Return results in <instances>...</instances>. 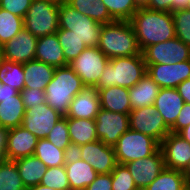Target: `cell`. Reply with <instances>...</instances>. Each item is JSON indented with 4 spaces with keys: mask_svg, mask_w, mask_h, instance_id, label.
Returning <instances> with one entry per match:
<instances>
[{
    "mask_svg": "<svg viewBox=\"0 0 190 190\" xmlns=\"http://www.w3.org/2000/svg\"><path fill=\"white\" fill-rule=\"evenodd\" d=\"M130 22L141 51L176 37L172 12L139 8Z\"/></svg>",
    "mask_w": 190,
    "mask_h": 190,
    "instance_id": "obj_1",
    "label": "cell"
},
{
    "mask_svg": "<svg viewBox=\"0 0 190 190\" xmlns=\"http://www.w3.org/2000/svg\"><path fill=\"white\" fill-rule=\"evenodd\" d=\"M109 59L142 54L130 21H117L101 26L97 46Z\"/></svg>",
    "mask_w": 190,
    "mask_h": 190,
    "instance_id": "obj_2",
    "label": "cell"
},
{
    "mask_svg": "<svg viewBox=\"0 0 190 190\" xmlns=\"http://www.w3.org/2000/svg\"><path fill=\"white\" fill-rule=\"evenodd\" d=\"M147 74L142 54L109 59L95 88L119 86L132 88Z\"/></svg>",
    "mask_w": 190,
    "mask_h": 190,
    "instance_id": "obj_3",
    "label": "cell"
},
{
    "mask_svg": "<svg viewBox=\"0 0 190 190\" xmlns=\"http://www.w3.org/2000/svg\"><path fill=\"white\" fill-rule=\"evenodd\" d=\"M84 87L81 78L69 65L55 68L53 78L45 89V101L66 116L71 101Z\"/></svg>",
    "mask_w": 190,
    "mask_h": 190,
    "instance_id": "obj_4",
    "label": "cell"
},
{
    "mask_svg": "<svg viewBox=\"0 0 190 190\" xmlns=\"http://www.w3.org/2000/svg\"><path fill=\"white\" fill-rule=\"evenodd\" d=\"M102 24L83 15L67 2L59 6V28L76 35L86 47L98 46Z\"/></svg>",
    "mask_w": 190,
    "mask_h": 190,
    "instance_id": "obj_5",
    "label": "cell"
},
{
    "mask_svg": "<svg viewBox=\"0 0 190 190\" xmlns=\"http://www.w3.org/2000/svg\"><path fill=\"white\" fill-rule=\"evenodd\" d=\"M113 148L117 163L124 165L153 155L160 148V144L148 135L128 129L121 135Z\"/></svg>",
    "mask_w": 190,
    "mask_h": 190,
    "instance_id": "obj_6",
    "label": "cell"
},
{
    "mask_svg": "<svg viewBox=\"0 0 190 190\" xmlns=\"http://www.w3.org/2000/svg\"><path fill=\"white\" fill-rule=\"evenodd\" d=\"M58 28L59 6L43 0H33L24 17V29L38 38L54 34Z\"/></svg>",
    "mask_w": 190,
    "mask_h": 190,
    "instance_id": "obj_7",
    "label": "cell"
},
{
    "mask_svg": "<svg viewBox=\"0 0 190 190\" xmlns=\"http://www.w3.org/2000/svg\"><path fill=\"white\" fill-rule=\"evenodd\" d=\"M109 58L97 47H87L68 65L81 78L84 86L95 87Z\"/></svg>",
    "mask_w": 190,
    "mask_h": 190,
    "instance_id": "obj_8",
    "label": "cell"
},
{
    "mask_svg": "<svg viewBox=\"0 0 190 190\" xmlns=\"http://www.w3.org/2000/svg\"><path fill=\"white\" fill-rule=\"evenodd\" d=\"M129 129L148 135L159 144L170 133V128L154 105L132 110L129 113Z\"/></svg>",
    "mask_w": 190,
    "mask_h": 190,
    "instance_id": "obj_9",
    "label": "cell"
},
{
    "mask_svg": "<svg viewBox=\"0 0 190 190\" xmlns=\"http://www.w3.org/2000/svg\"><path fill=\"white\" fill-rule=\"evenodd\" d=\"M142 55L146 64H175L190 60V46L175 37L146 47Z\"/></svg>",
    "mask_w": 190,
    "mask_h": 190,
    "instance_id": "obj_10",
    "label": "cell"
},
{
    "mask_svg": "<svg viewBox=\"0 0 190 190\" xmlns=\"http://www.w3.org/2000/svg\"><path fill=\"white\" fill-rule=\"evenodd\" d=\"M73 153L89 163L98 174H109L118 164L114 148L100 140L79 146Z\"/></svg>",
    "mask_w": 190,
    "mask_h": 190,
    "instance_id": "obj_11",
    "label": "cell"
},
{
    "mask_svg": "<svg viewBox=\"0 0 190 190\" xmlns=\"http://www.w3.org/2000/svg\"><path fill=\"white\" fill-rule=\"evenodd\" d=\"M98 139L114 146L122 134L129 129V114L107 111L102 108L95 118Z\"/></svg>",
    "mask_w": 190,
    "mask_h": 190,
    "instance_id": "obj_12",
    "label": "cell"
},
{
    "mask_svg": "<svg viewBox=\"0 0 190 190\" xmlns=\"http://www.w3.org/2000/svg\"><path fill=\"white\" fill-rule=\"evenodd\" d=\"M62 117L63 115L45 102L35 108L26 109L22 126L38 139H43L47 137L51 129Z\"/></svg>",
    "mask_w": 190,
    "mask_h": 190,
    "instance_id": "obj_13",
    "label": "cell"
},
{
    "mask_svg": "<svg viewBox=\"0 0 190 190\" xmlns=\"http://www.w3.org/2000/svg\"><path fill=\"white\" fill-rule=\"evenodd\" d=\"M139 190L151 184V182L163 171L165 162L159 148L153 155L137 159L124 164Z\"/></svg>",
    "mask_w": 190,
    "mask_h": 190,
    "instance_id": "obj_14",
    "label": "cell"
},
{
    "mask_svg": "<svg viewBox=\"0 0 190 190\" xmlns=\"http://www.w3.org/2000/svg\"><path fill=\"white\" fill-rule=\"evenodd\" d=\"M147 75L160 88H176L190 78V60L175 64H146Z\"/></svg>",
    "mask_w": 190,
    "mask_h": 190,
    "instance_id": "obj_15",
    "label": "cell"
},
{
    "mask_svg": "<svg viewBox=\"0 0 190 190\" xmlns=\"http://www.w3.org/2000/svg\"><path fill=\"white\" fill-rule=\"evenodd\" d=\"M165 168L183 171L190 161V143L170 132L160 143Z\"/></svg>",
    "mask_w": 190,
    "mask_h": 190,
    "instance_id": "obj_16",
    "label": "cell"
},
{
    "mask_svg": "<svg viewBox=\"0 0 190 190\" xmlns=\"http://www.w3.org/2000/svg\"><path fill=\"white\" fill-rule=\"evenodd\" d=\"M37 41L30 31L21 30L3 45V59L22 64L34 60Z\"/></svg>",
    "mask_w": 190,
    "mask_h": 190,
    "instance_id": "obj_17",
    "label": "cell"
},
{
    "mask_svg": "<svg viewBox=\"0 0 190 190\" xmlns=\"http://www.w3.org/2000/svg\"><path fill=\"white\" fill-rule=\"evenodd\" d=\"M100 109V97L95 87L85 86L71 101L67 118L95 119Z\"/></svg>",
    "mask_w": 190,
    "mask_h": 190,
    "instance_id": "obj_18",
    "label": "cell"
},
{
    "mask_svg": "<svg viewBox=\"0 0 190 190\" xmlns=\"http://www.w3.org/2000/svg\"><path fill=\"white\" fill-rule=\"evenodd\" d=\"M38 138L22 125L12 128L8 134L7 158L16 159L32 156L35 152Z\"/></svg>",
    "mask_w": 190,
    "mask_h": 190,
    "instance_id": "obj_19",
    "label": "cell"
},
{
    "mask_svg": "<svg viewBox=\"0 0 190 190\" xmlns=\"http://www.w3.org/2000/svg\"><path fill=\"white\" fill-rule=\"evenodd\" d=\"M65 170L70 190H84L98 175L89 163L81 160L74 153L69 154L65 163Z\"/></svg>",
    "mask_w": 190,
    "mask_h": 190,
    "instance_id": "obj_20",
    "label": "cell"
},
{
    "mask_svg": "<svg viewBox=\"0 0 190 190\" xmlns=\"http://www.w3.org/2000/svg\"><path fill=\"white\" fill-rule=\"evenodd\" d=\"M184 103L176 88H160L154 106L162 115L166 125L171 128L175 124Z\"/></svg>",
    "mask_w": 190,
    "mask_h": 190,
    "instance_id": "obj_21",
    "label": "cell"
},
{
    "mask_svg": "<svg viewBox=\"0 0 190 190\" xmlns=\"http://www.w3.org/2000/svg\"><path fill=\"white\" fill-rule=\"evenodd\" d=\"M35 59L55 68L68 65L56 33L38 37Z\"/></svg>",
    "mask_w": 190,
    "mask_h": 190,
    "instance_id": "obj_22",
    "label": "cell"
},
{
    "mask_svg": "<svg viewBox=\"0 0 190 190\" xmlns=\"http://www.w3.org/2000/svg\"><path fill=\"white\" fill-rule=\"evenodd\" d=\"M98 94L100 108L123 114H129L132 111L128 88L111 86L99 89Z\"/></svg>",
    "mask_w": 190,
    "mask_h": 190,
    "instance_id": "obj_23",
    "label": "cell"
},
{
    "mask_svg": "<svg viewBox=\"0 0 190 190\" xmlns=\"http://www.w3.org/2000/svg\"><path fill=\"white\" fill-rule=\"evenodd\" d=\"M25 75L24 89L44 90L53 78L55 67L39 60H31L23 64Z\"/></svg>",
    "mask_w": 190,
    "mask_h": 190,
    "instance_id": "obj_24",
    "label": "cell"
},
{
    "mask_svg": "<svg viewBox=\"0 0 190 190\" xmlns=\"http://www.w3.org/2000/svg\"><path fill=\"white\" fill-rule=\"evenodd\" d=\"M67 126L74 150L79 146L99 140L95 119L67 118Z\"/></svg>",
    "mask_w": 190,
    "mask_h": 190,
    "instance_id": "obj_25",
    "label": "cell"
},
{
    "mask_svg": "<svg viewBox=\"0 0 190 190\" xmlns=\"http://www.w3.org/2000/svg\"><path fill=\"white\" fill-rule=\"evenodd\" d=\"M160 86L147 74L132 88H129V99L132 110L154 105Z\"/></svg>",
    "mask_w": 190,
    "mask_h": 190,
    "instance_id": "obj_26",
    "label": "cell"
},
{
    "mask_svg": "<svg viewBox=\"0 0 190 190\" xmlns=\"http://www.w3.org/2000/svg\"><path fill=\"white\" fill-rule=\"evenodd\" d=\"M25 188L40 184L48 167L36 156H27L15 160Z\"/></svg>",
    "mask_w": 190,
    "mask_h": 190,
    "instance_id": "obj_27",
    "label": "cell"
},
{
    "mask_svg": "<svg viewBox=\"0 0 190 190\" xmlns=\"http://www.w3.org/2000/svg\"><path fill=\"white\" fill-rule=\"evenodd\" d=\"M25 112L26 109L21 94L2 99V102H0L1 126L8 129L21 126Z\"/></svg>",
    "mask_w": 190,
    "mask_h": 190,
    "instance_id": "obj_28",
    "label": "cell"
},
{
    "mask_svg": "<svg viewBox=\"0 0 190 190\" xmlns=\"http://www.w3.org/2000/svg\"><path fill=\"white\" fill-rule=\"evenodd\" d=\"M66 2L83 15L90 17L102 25L115 21L110 16L102 0H67Z\"/></svg>",
    "mask_w": 190,
    "mask_h": 190,
    "instance_id": "obj_29",
    "label": "cell"
},
{
    "mask_svg": "<svg viewBox=\"0 0 190 190\" xmlns=\"http://www.w3.org/2000/svg\"><path fill=\"white\" fill-rule=\"evenodd\" d=\"M39 158L48 168L65 165L69 153L57 148L46 138L39 139L33 154Z\"/></svg>",
    "mask_w": 190,
    "mask_h": 190,
    "instance_id": "obj_30",
    "label": "cell"
},
{
    "mask_svg": "<svg viewBox=\"0 0 190 190\" xmlns=\"http://www.w3.org/2000/svg\"><path fill=\"white\" fill-rule=\"evenodd\" d=\"M186 182L182 171L164 168L143 190H185Z\"/></svg>",
    "mask_w": 190,
    "mask_h": 190,
    "instance_id": "obj_31",
    "label": "cell"
},
{
    "mask_svg": "<svg viewBox=\"0 0 190 190\" xmlns=\"http://www.w3.org/2000/svg\"><path fill=\"white\" fill-rule=\"evenodd\" d=\"M0 81L21 92L25 86L23 64L2 58L0 60Z\"/></svg>",
    "mask_w": 190,
    "mask_h": 190,
    "instance_id": "obj_32",
    "label": "cell"
},
{
    "mask_svg": "<svg viewBox=\"0 0 190 190\" xmlns=\"http://www.w3.org/2000/svg\"><path fill=\"white\" fill-rule=\"evenodd\" d=\"M24 29V18L0 8V43L3 46Z\"/></svg>",
    "mask_w": 190,
    "mask_h": 190,
    "instance_id": "obj_33",
    "label": "cell"
},
{
    "mask_svg": "<svg viewBox=\"0 0 190 190\" xmlns=\"http://www.w3.org/2000/svg\"><path fill=\"white\" fill-rule=\"evenodd\" d=\"M56 34L60 45L63 48L67 64L72 62L84 49L87 48L86 45H84V43L69 30L58 28Z\"/></svg>",
    "mask_w": 190,
    "mask_h": 190,
    "instance_id": "obj_34",
    "label": "cell"
},
{
    "mask_svg": "<svg viewBox=\"0 0 190 190\" xmlns=\"http://www.w3.org/2000/svg\"><path fill=\"white\" fill-rule=\"evenodd\" d=\"M0 190H26L13 160L0 164Z\"/></svg>",
    "mask_w": 190,
    "mask_h": 190,
    "instance_id": "obj_35",
    "label": "cell"
},
{
    "mask_svg": "<svg viewBox=\"0 0 190 190\" xmlns=\"http://www.w3.org/2000/svg\"><path fill=\"white\" fill-rule=\"evenodd\" d=\"M110 16L117 21H130L139 9L134 0H102Z\"/></svg>",
    "mask_w": 190,
    "mask_h": 190,
    "instance_id": "obj_36",
    "label": "cell"
},
{
    "mask_svg": "<svg viewBox=\"0 0 190 190\" xmlns=\"http://www.w3.org/2000/svg\"><path fill=\"white\" fill-rule=\"evenodd\" d=\"M57 148L67 151L69 154L74 152L73 146L70 141L67 117L63 116L57 121L46 137Z\"/></svg>",
    "mask_w": 190,
    "mask_h": 190,
    "instance_id": "obj_37",
    "label": "cell"
},
{
    "mask_svg": "<svg viewBox=\"0 0 190 190\" xmlns=\"http://www.w3.org/2000/svg\"><path fill=\"white\" fill-rule=\"evenodd\" d=\"M40 184L55 190H70L65 165L49 167L42 177Z\"/></svg>",
    "mask_w": 190,
    "mask_h": 190,
    "instance_id": "obj_38",
    "label": "cell"
},
{
    "mask_svg": "<svg viewBox=\"0 0 190 190\" xmlns=\"http://www.w3.org/2000/svg\"><path fill=\"white\" fill-rule=\"evenodd\" d=\"M175 35L186 45L190 46V12L180 9L172 12Z\"/></svg>",
    "mask_w": 190,
    "mask_h": 190,
    "instance_id": "obj_39",
    "label": "cell"
},
{
    "mask_svg": "<svg viewBox=\"0 0 190 190\" xmlns=\"http://www.w3.org/2000/svg\"><path fill=\"white\" fill-rule=\"evenodd\" d=\"M112 190H139L128 168L123 164H117L111 172Z\"/></svg>",
    "mask_w": 190,
    "mask_h": 190,
    "instance_id": "obj_40",
    "label": "cell"
},
{
    "mask_svg": "<svg viewBox=\"0 0 190 190\" xmlns=\"http://www.w3.org/2000/svg\"><path fill=\"white\" fill-rule=\"evenodd\" d=\"M33 0H0V8L24 18Z\"/></svg>",
    "mask_w": 190,
    "mask_h": 190,
    "instance_id": "obj_41",
    "label": "cell"
},
{
    "mask_svg": "<svg viewBox=\"0 0 190 190\" xmlns=\"http://www.w3.org/2000/svg\"><path fill=\"white\" fill-rule=\"evenodd\" d=\"M25 109L35 108L38 105L44 104L45 91L39 89H23L20 92Z\"/></svg>",
    "mask_w": 190,
    "mask_h": 190,
    "instance_id": "obj_42",
    "label": "cell"
},
{
    "mask_svg": "<svg viewBox=\"0 0 190 190\" xmlns=\"http://www.w3.org/2000/svg\"><path fill=\"white\" fill-rule=\"evenodd\" d=\"M190 124V104L184 103L175 124L170 128V132L179 133Z\"/></svg>",
    "mask_w": 190,
    "mask_h": 190,
    "instance_id": "obj_43",
    "label": "cell"
},
{
    "mask_svg": "<svg viewBox=\"0 0 190 190\" xmlns=\"http://www.w3.org/2000/svg\"><path fill=\"white\" fill-rule=\"evenodd\" d=\"M84 190H112V176L109 174H98L95 180Z\"/></svg>",
    "mask_w": 190,
    "mask_h": 190,
    "instance_id": "obj_44",
    "label": "cell"
},
{
    "mask_svg": "<svg viewBox=\"0 0 190 190\" xmlns=\"http://www.w3.org/2000/svg\"><path fill=\"white\" fill-rule=\"evenodd\" d=\"M10 129L1 127L0 128V164L6 160L7 158V141L8 134Z\"/></svg>",
    "mask_w": 190,
    "mask_h": 190,
    "instance_id": "obj_45",
    "label": "cell"
},
{
    "mask_svg": "<svg viewBox=\"0 0 190 190\" xmlns=\"http://www.w3.org/2000/svg\"><path fill=\"white\" fill-rule=\"evenodd\" d=\"M173 0H149L146 8L157 11L172 12Z\"/></svg>",
    "mask_w": 190,
    "mask_h": 190,
    "instance_id": "obj_46",
    "label": "cell"
},
{
    "mask_svg": "<svg viewBox=\"0 0 190 190\" xmlns=\"http://www.w3.org/2000/svg\"><path fill=\"white\" fill-rule=\"evenodd\" d=\"M176 89L184 102L190 104V78L179 84Z\"/></svg>",
    "mask_w": 190,
    "mask_h": 190,
    "instance_id": "obj_47",
    "label": "cell"
},
{
    "mask_svg": "<svg viewBox=\"0 0 190 190\" xmlns=\"http://www.w3.org/2000/svg\"><path fill=\"white\" fill-rule=\"evenodd\" d=\"M19 94L20 91H18L17 89H14L9 85L3 84L0 93V102H2V99L12 98L13 96H17Z\"/></svg>",
    "mask_w": 190,
    "mask_h": 190,
    "instance_id": "obj_48",
    "label": "cell"
},
{
    "mask_svg": "<svg viewBox=\"0 0 190 190\" xmlns=\"http://www.w3.org/2000/svg\"><path fill=\"white\" fill-rule=\"evenodd\" d=\"M189 3V0H173L172 12L180 9H185Z\"/></svg>",
    "mask_w": 190,
    "mask_h": 190,
    "instance_id": "obj_49",
    "label": "cell"
},
{
    "mask_svg": "<svg viewBox=\"0 0 190 190\" xmlns=\"http://www.w3.org/2000/svg\"><path fill=\"white\" fill-rule=\"evenodd\" d=\"M178 134L190 143V124L183 128Z\"/></svg>",
    "mask_w": 190,
    "mask_h": 190,
    "instance_id": "obj_50",
    "label": "cell"
},
{
    "mask_svg": "<svg viewBox=\"0 0 190 190\" xmlns=\"http://www.w3.org/2000/svg\"><path fill=\"white\" fill-rule=\"evenodd\" d=\"M186 185H190V161L188 165L185 167V169L182 171Z\"/></svg>",
    "mask_w": 190,
    "mask_h": 190,
    "instance_id": "obj_51",
    "label": "cell"
},
{
    "mask_svg": "<svg viewBox=\"0 0 190 190\" xmlns=\"http://www.w3.org/2000/svg\"><path fill=\"white\" fill-rule=\"evenodd\" d=\"M26 190H55V189L38 184L32 187H29Z\"/></svg>",
    "mask_w": 190,
    "mask_h": 190,
    "instance_id": "obj_52",
    "label": "cell"
},
{
    "mask_svg": "<svg viewBox=\"0 0 190 190\" xmlns=\"http://www.w3.org/2000/svg\"><path fill=\"white\" fill-rule=\"evenodd\" d=\"M134 2L138 8H146L149 0H134Z\"/></svg>",
    "mask_w": 190,
    "mask_h": 190,
    "instance_id": "obj_53",
    "label": "cell"
},
{
    "mask_svg": "<svg viewBox=\"0 0 190 190\" xmlns=\"http://www.w3.org/2000/svg\"><path fill=\"white\" fill-rule=\"evenodd\" d=\"M43 1L60 6L62 3L66 2L67 0H43Z\"/></svg>",
    "mask_w": 190,
    "mask_h": 190,
    "instance_id": "obj_54",
    "label": "cell"
},
{
    "mask_svg": "<svg viewBox=\"0 0 190 190\" xmlns=\"http://www.w3.org/2000/svg\"><path fill=\"white\" fill-rule=\"evenodd\" d=\"M3 58V46L0 43V60Z\"/></svg>",
    "mask_w": 190,
    "mask_h": 190,
    "instance_id": "obj_55",
    "label": "cell"
},
{
    "mask_svg": "<svg viewBox=\"0 0 190 190\" xmlns=\"http://www.w3.org/2000/svg\"><path fill=\"white\" fill-rule=\"evenodd\" d=\"M185 9L190 12V0H189V3Z\"/></svg>",
    "mask_w": 190,
    "mask_h": 190,
    "instance_id": "obj_56",
    "label": "cell"
},
{
    "mask_svg": "<svg viewBox=\"0 0 190 190\" xmlns=\"http://www.w3.org/2000/svg\"><path fill=\"white\" fill-rule=\"evenodd\" d=\"M185 190H190V185H186Z\"/></svg>",
    "mask_w": 190,
    "mask_h": 190,
    "instance_id": "obj_57",
    "label": "cell"
},
{
    "mask_svg": "<svg viewBox=\"0 0 190 190\" xmlns=\"http://www.w3.org/2000/svg\"><path fill=\"white\" fill-rule=\"evenodd\" d=\"M3 87V84L0 81V93H1V88Z\"/></svg>",
    "mask_w": 190,
    "mask_h": 190,
    "instance_id": "obj_58",
    "label": "cell"
}]
</instances>
